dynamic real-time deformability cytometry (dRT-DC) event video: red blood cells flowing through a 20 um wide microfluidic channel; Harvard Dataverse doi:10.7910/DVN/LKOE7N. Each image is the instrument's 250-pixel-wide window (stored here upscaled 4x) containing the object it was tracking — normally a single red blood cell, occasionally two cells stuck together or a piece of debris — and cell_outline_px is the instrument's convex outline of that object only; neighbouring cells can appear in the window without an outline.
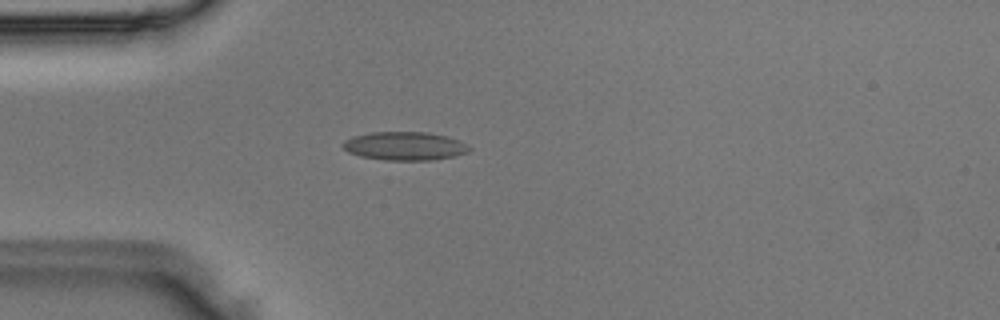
{"species": "Egyptian fruit bat (a non-hibernating species)", "species_latin": "Rousettus aegyptiacus", "temperature_condition": "room temperature", "stored_images_in_passage": 48, "camera_frame_rate_fps": 3000, "um_per_image_px": 0.085, "animal": {"sex": "male"}, "frame": {"image": 1, "passage_image": 13, "time_ms": 4.0, "image_size_px": [1000, 320], "cell_outline_px": [[472, 148], [468, 152], [456, 156], [432, 160], [384, 160], [360, 156], [348, 152], [340, 144], [344, 140], [352, 136], [372, 132], [428, 132], [448, 136], [460, 140]], "centroid_in_image_um": [34.41, 12.41], "position_along_channel_um": 50.6, "area_um2": 21.21}}
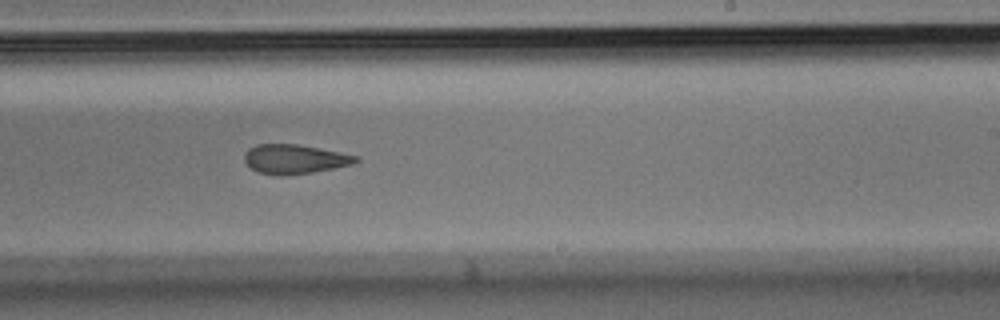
{"frame": {"image": 2, "passage_image": 29, "time_ms": 9.333, "image_size_px": [1000, 320], "cell_outline_px": [[360, 160], [352, 164], [312, 172], [256, 172], [244, 160], [244, 156], [248, 148], [256, 144], [296, 144], [320, 148], [360, 156]], "centroid_in_image_um": [25.08, 13.46], "position_along_channel_um": 263.9, "area_um2": 18.21}}
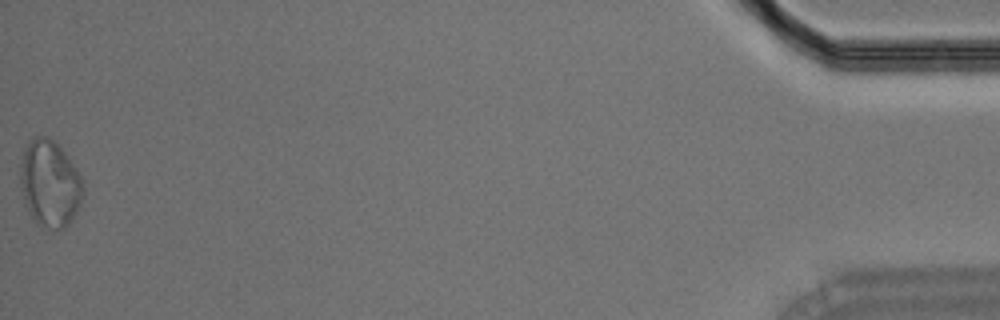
{"frame": {"image": 3, "passage_image": 48, "time_ms": 15.667, "image_size_px": [1000, 320], "cell_outline_px": [[84, 192], [80, 204], [72, 220], [64, 228], [48, 228], [36, 224], [28, 212], [24, 204], [20, 188], [20, 164], [24, 148], [32, 136], [48, 136], [64, 152], [80, 176], [84, 188]], "centroid_in_image_um": [4.2, 15.61], "position_along_channel_um": 431.0, "area_um2": 31.85}}